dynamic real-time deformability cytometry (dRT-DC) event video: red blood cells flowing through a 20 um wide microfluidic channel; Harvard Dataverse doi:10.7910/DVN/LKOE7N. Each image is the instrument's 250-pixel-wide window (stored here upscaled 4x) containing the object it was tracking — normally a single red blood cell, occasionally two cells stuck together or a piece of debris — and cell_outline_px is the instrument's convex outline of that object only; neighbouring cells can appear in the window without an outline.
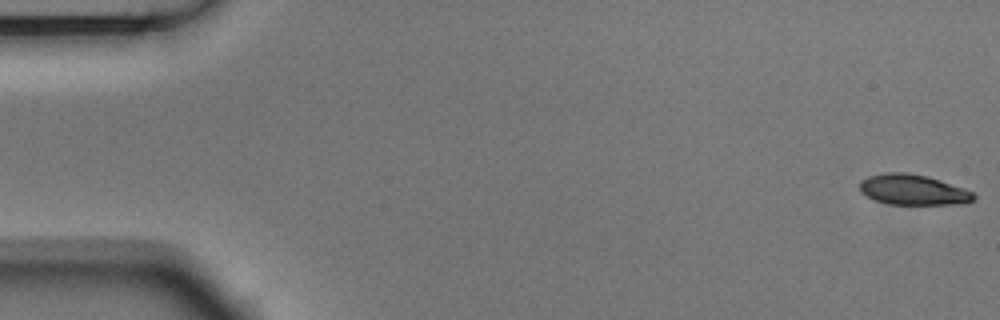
{"species": "Egyptian fruit bat (a non-hibernating species)", "species_latin": "Rousettus aegyptiacus", "temperature_condition": "room temperature", "stored_images_in_passage": 5, "camera_frame_rate_fps": 3000, "um_per_image_px": 0.085, "animal": {"sex": "male"}, "frame": {"image": 1, "passage_image": 1, "time_ms": 0.0, "image_size_px": [1000, 320], "cell_outline_px": [[976, 196], [968, 204], [888, 204], [872, 200], [860, 192], [860, 180], [868, 176], [884, 172], [908, 172], [928, 176], [964, 188], [972, 192]], "centroid_in_image_um": [77.58, 16.12], "position_along_channel_um": 7.4, "area_um2": 20.52}}
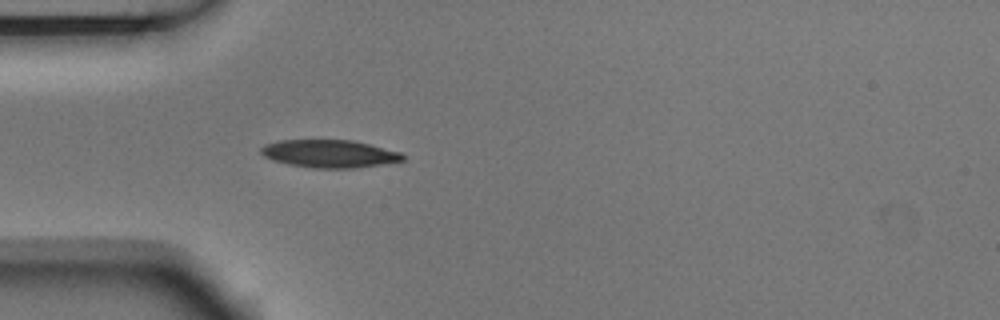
{"frame": {"image": 2, "passage_image": 5, "time_ms": 1.333, "image_size_px": [1000, 320], "cell_outline_px": [[404, 160], [380, 164], [352, 168], [312, 168], [288, 164], [272, 160], [264, 156], [260, 152], [260, 148], [264, 144], [280, 140], [352, 140], [400, 152], [404, 156]], "centroid_in_image_um": [27.94, 13.06], "position_along_channel_um": 57.1, "area_um2": 22.77}}